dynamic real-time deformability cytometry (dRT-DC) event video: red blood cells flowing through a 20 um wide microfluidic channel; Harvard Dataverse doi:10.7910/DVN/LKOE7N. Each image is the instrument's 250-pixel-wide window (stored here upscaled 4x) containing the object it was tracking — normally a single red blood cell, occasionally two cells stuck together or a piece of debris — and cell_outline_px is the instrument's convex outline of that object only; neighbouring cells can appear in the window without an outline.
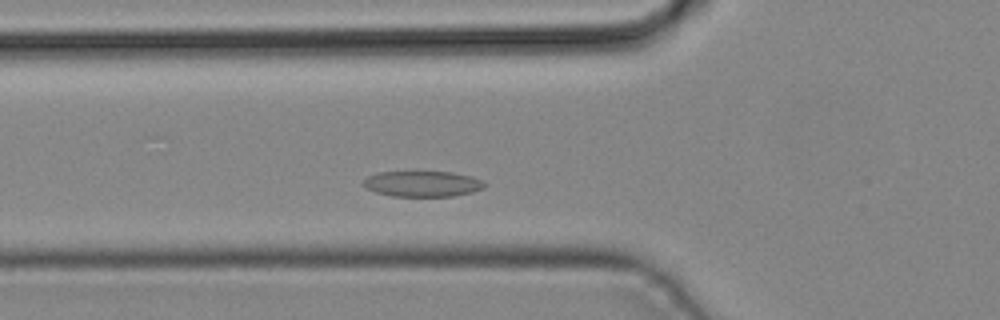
{"species": "common noctule bat (a hibernating species)", "species_latin": "Nyctalus noctula", "temperature_condition": "cold", "stored_images_in_passage": 26, "camera_frame_rate_fps": 3000, "um_per_image_px": 0.085, "animal": {"sex": "male", "body_mass_g": 19.2, "forearm_length_mm": 51.8}, "frame": {"image": 1, "passage_image": 3, "time_ms": 0.667, "image_size_px": [1000, 320], "cell_outline_px": [[488, 184], [484, 188], [472, 192], [452, 196], [392, 196], [376, 192], [360, 184], [368, 176], [376, 172], [452, 172], [472, 176], [484, 180]], "centroid_in_image_um": [35.95, 15.62], "position_along_channel_um": 89.9, "area_um2": 18.26}}
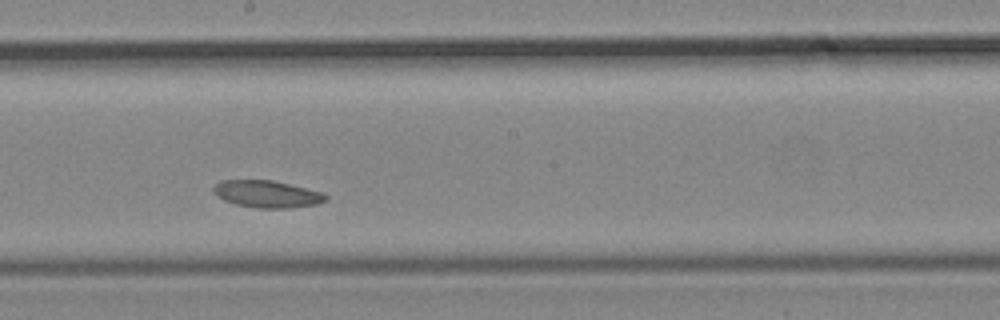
{"frame": {"image": 2, "passage_image": 12, "time_ms": 3.667, "image_size_px": [1000, 320], "cell_outline_px": [[328, 200], [316, 204], [288, 208], [256, 208], [236, 204], [224, 200], [212, 188], [220, 180], [272, 180], [320, 192], [328, 196]], "centroid_in_image_um": [22.7, 16.49], "position_along_channel_um": 225.5, "area_um2": 17.4}}
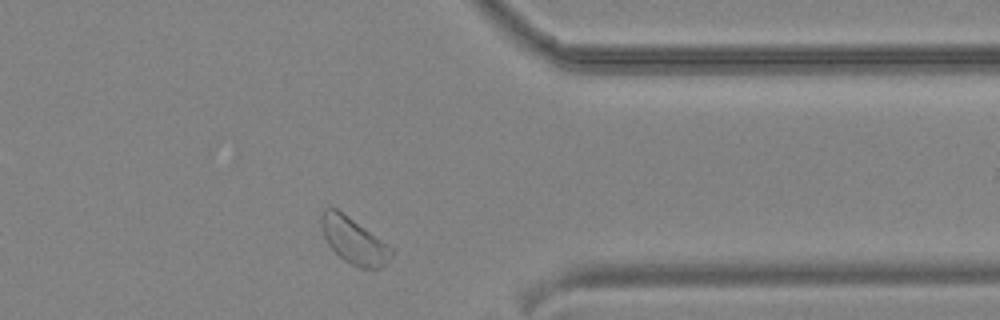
{"frame": {"image": 3, "passage_image": 23, "time_ms": 7.333, "image_size_px": [1000, 320], "cell_outline_px": [[392, 256], [388, 264], [380, 268], [360, 268], [348, 264], [328, 244], [320, 228], [320, 216], [324, 208], [336, 208], [348, 216], [392, 248]], "centroid_in_image_um": [30.05, 20.47], "position_along_channel_um": 381.3, "area_um2": 18.73}}